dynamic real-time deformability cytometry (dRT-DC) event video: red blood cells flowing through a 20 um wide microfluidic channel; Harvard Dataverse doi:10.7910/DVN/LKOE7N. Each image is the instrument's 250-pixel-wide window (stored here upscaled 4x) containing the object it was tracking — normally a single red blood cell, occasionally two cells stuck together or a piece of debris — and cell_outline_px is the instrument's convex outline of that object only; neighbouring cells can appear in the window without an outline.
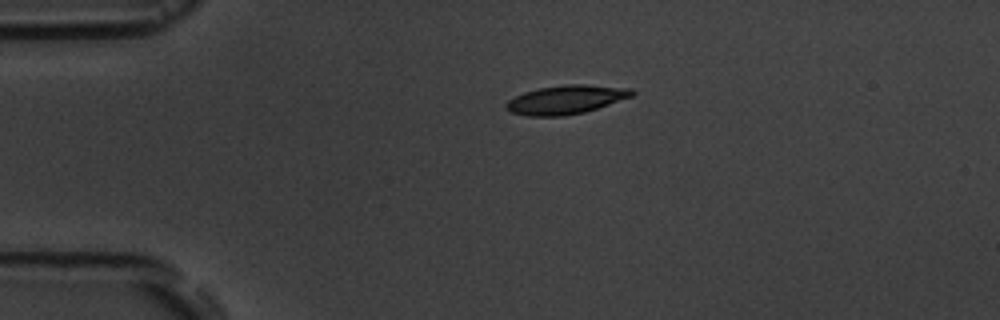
{"species": "common noctule bat (a hibernating species)", "species_latin": "Nyctalus noctula", "temperature_condition": "room temperature", "stored_images_in_passage": 2, "camera_frame_rate_fps": 3000, "um_per_image_px": 0.085, "animal": {"sex": "male", "body_mass_g": 19.5, "forearm_length_mm": 54.6}, "frame": {"image": 1, "passage_image": 1, "time_ms": 0.0, "image_size_px": [1000, 320], "cell_outline_px": [[636, 92], [632, 96], [584, 112], [564, 116], [528, 116], [512, 112], [504, 104], [508, 100], [524, 92], [540, 88], [568, 84], [584, 84], [632, 88]], "centroid_in_image_um": [48.12, 8.46], "position_along_channel_um": 36.9, "area_um2": 20.87}}